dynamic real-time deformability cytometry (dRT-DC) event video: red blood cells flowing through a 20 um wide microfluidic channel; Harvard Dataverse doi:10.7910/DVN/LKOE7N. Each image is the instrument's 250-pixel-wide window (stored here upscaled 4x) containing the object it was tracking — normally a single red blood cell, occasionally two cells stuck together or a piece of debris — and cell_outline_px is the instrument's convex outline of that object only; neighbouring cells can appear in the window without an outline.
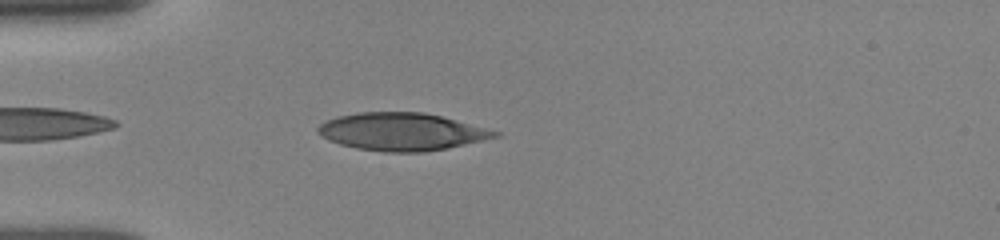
{"species": "human", "species_latin": "Homo sapiens", "temperature_condition": "room temperature", "stored_images_in_passage": 50, "camera_frame_rate_fps": 3000, "um_per_image_px": 0.085, "donor": {"sex": "female"}, "frame": {"image": 1, "passage_image": 2, "time_ms": 0.333, "image_size_px": [1000, 240], "cell_outline_px": [[500, 136], [484, 140], [448, 148], [424, 152], [384, 152], [356, 148], [340, 144], [328, 140], [320, 136], [316, 132], [316, 128], [320, 124], [336, 116], [356, 112], [424, 112], [456, 120], [500, 132]], "centroid_in_image_um": [34.1, 11.2], "position_along_channel_um": 50.9, "area_um2": 38.84}}
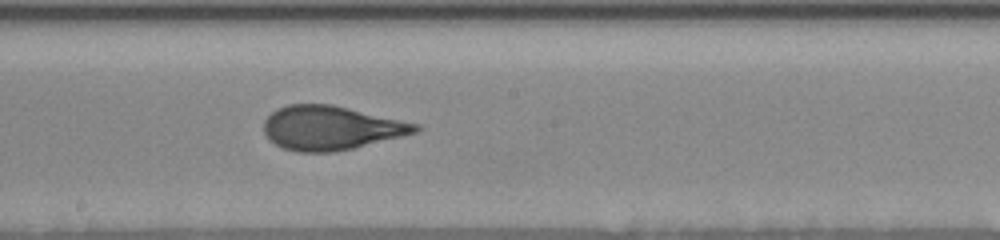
{"frame": {"image": 2, "passage_image": 23, "time_ms": 5.0, "image_size_px": [1000, 240], "cell_outline_px": [[420, 128], [416, 132], [352, 148], [332, 152], [296, 152], [284, 148], [268, 140], [264, 132], [264, 120], [276, 108], [288, 104], [332, 104], [420, 124]], "centroid_in_image_um": [28.08, 10.86], "position_along_channel_um": 220.1, "area_um2": 38.67}}
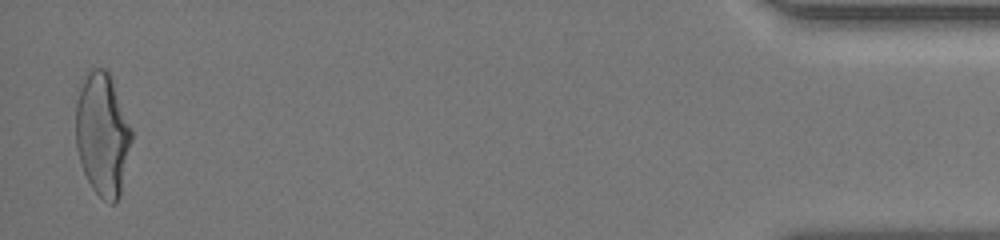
{"frame": {"image": 3, "passage_image": 48, "time_ms": 12.333, "image_size_px": [1000, 240], "cell_outline_px": [[132, 140], [120, 196], [116, 204], [112, 204], [104, 200], [92, 188], [84, 172], [76, 148], [76, 104], [80, 88], [84, 80], [92, 68], [104, 68], [108, 72], [132, 128]], "centroid_in_image_um": [8.72, 11.47], "position_along_channel_um": 426.5, "area_um2": 39.65}, "authors_computed_cell_mechanics": {"area_um2": 38.6682, "velocity_mm_per_s": 3.9237, "shape_relaxation_time_tau1_ms": 4.5567, "shape_relaxation_time_tau2_ms": 0.7639, "deformation_change_tau1": 0.2055, "deformation_change_tau2": 0.0817}}